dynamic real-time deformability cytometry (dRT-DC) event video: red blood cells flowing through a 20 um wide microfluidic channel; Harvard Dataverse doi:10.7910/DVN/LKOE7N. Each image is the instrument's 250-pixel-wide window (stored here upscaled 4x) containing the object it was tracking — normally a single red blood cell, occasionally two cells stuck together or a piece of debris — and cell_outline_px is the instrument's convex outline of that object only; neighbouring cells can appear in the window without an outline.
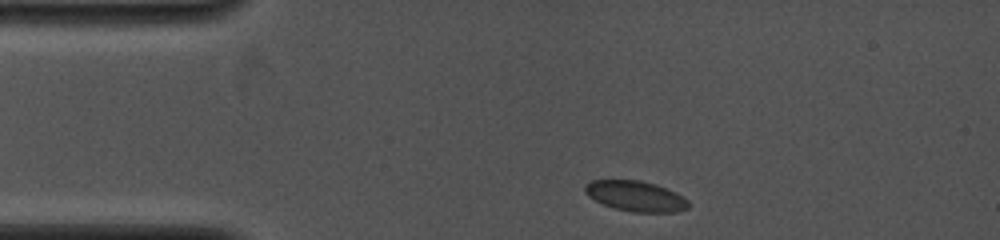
{"species": "common noctule bat (a hibernating species)", "species_latin": "Nyctalus noctula", "temperature_condition": "cold", "stored_images_in_passage": 3, "camera_frame_rate_fps": 4000, "um_per_image_px": 0.085, "animal": {"sex": "female", "body_mass_g": 19.0, "forearm_length_mm": 53.3}, "frame": {"image": 1, "passage_image": 1, "time_ms": 0.0, "image_size_px": [1000, 240], "cell_outline_px": [[688, 208], [676, 212], [632, 212], [612, 208], [588, 196], [584, 192], [584, 184], [592, 180], [640, 180], [656, 184], [676, 192], [684, 196], [688, 200]], "centroid_in_image_um": [54.03, 16.66], "position_along_channel_um": 31.0, "area_um2": 18.5}}